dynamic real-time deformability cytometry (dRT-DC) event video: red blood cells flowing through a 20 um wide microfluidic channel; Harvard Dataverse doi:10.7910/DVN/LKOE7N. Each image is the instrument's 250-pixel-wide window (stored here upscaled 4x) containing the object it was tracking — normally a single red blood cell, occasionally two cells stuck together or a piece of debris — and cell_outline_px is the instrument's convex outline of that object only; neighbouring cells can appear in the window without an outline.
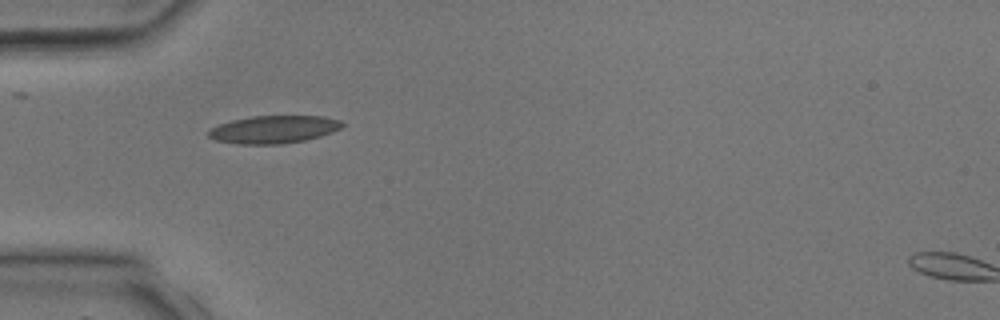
{"species": "common noctule bat (a hibernating species)", "species_latin": "Nyctalus noctula", "temperature_condition": "room temperature", "stored_images_in_passage": 1, "camera_frame_rate_fps": 3000, "um_per_image_px": 0.085, "animal": {"sex": "male", "body_mass_g": 17.9, "forearm_length_mm": 54.2}, "frame": {"image": 1, "passage_image": 1, "time_ms": 0.0, "image_size_px": [1000, 320], "cell_outline_px": [[344, 124], [340, 128], [332, 132], [320, 136], [304, 140], [280, 144], [236, 144], [216, 140], [208, 136], [208, 132], [212, 128], [220, 124], [232, 120], [252, 116], [324, 116], [340, 120]], "centroid_in_image_um": [23.27, 11.0], "position_along_channel_um": 61.7, "area_um2": 21.44}}